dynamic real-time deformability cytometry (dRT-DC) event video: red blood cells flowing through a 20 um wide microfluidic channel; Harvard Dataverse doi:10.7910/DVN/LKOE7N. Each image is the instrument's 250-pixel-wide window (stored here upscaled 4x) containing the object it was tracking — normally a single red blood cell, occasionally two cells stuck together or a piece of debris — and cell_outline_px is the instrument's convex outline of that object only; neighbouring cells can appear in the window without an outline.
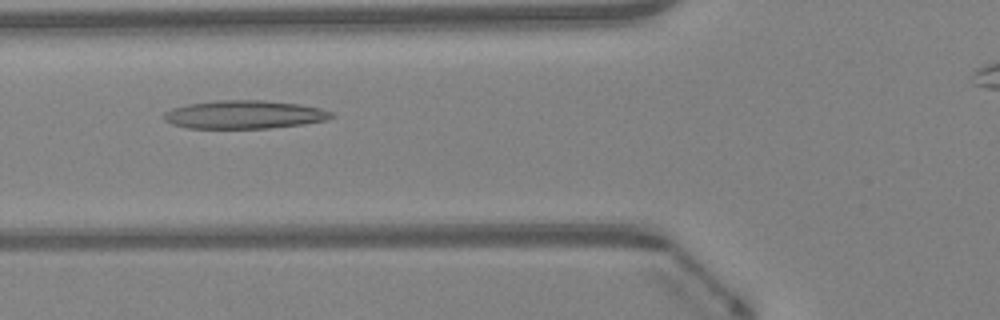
{"species": "Egyptian fruit bat (a non-hibernating species)", "species_latin": "Rousettus aegyptiacus", "temperature_condition": "warm", "stored_images_in_passage": 42, "camera_frame_rate_fps": 3000, "um_per_image_px": 0.085, "animal": {"sex": "female"}, "frame": {"image": 1, "passage_image": 17, "time_ms": 5.333, "image_size_px": [1000, 320], "cell_outline_px": [[336, 116], [324, 120], [304, 124], [268, 128], [188, 128], [172, 124], [164, 120], [164, 112], [172, 108], [188, 104], [216, 100], [264, 100], [300, 104], [320, 108], [332, 112]], "centroid_in_image_um": [20.77, 9.73], "position_along_channel_um": 105.0, "area_um2": 27.63}}
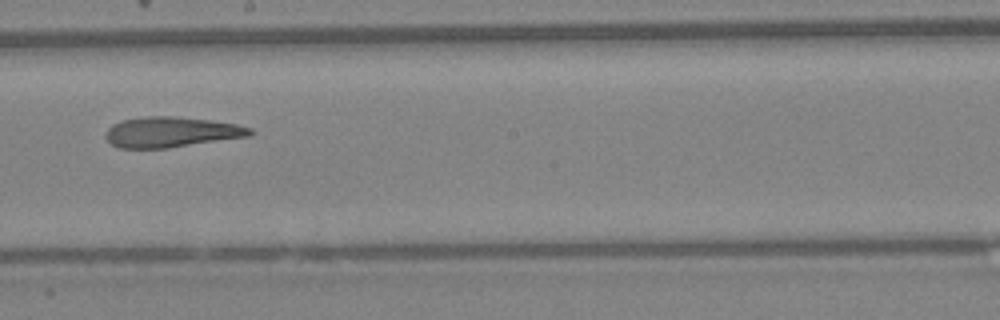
{"frame": {"image": 2, "passage_image": 26, "time_ms": 8.333, "image_size_px": [1000, 320], "cell_outline_px": [[256, 132], [252, 136], [168, 148], [120, 148], [112, 144], [104, 136], [108, 128], [112, 124], [124, 120], [144, 116], [176, 116], [208, 120], [236, 124], [252, 128]], "centroid_in_image_um": [14.6, 11.23], "position_along_channel_um": 233.6, "area_um2": 25.72}}
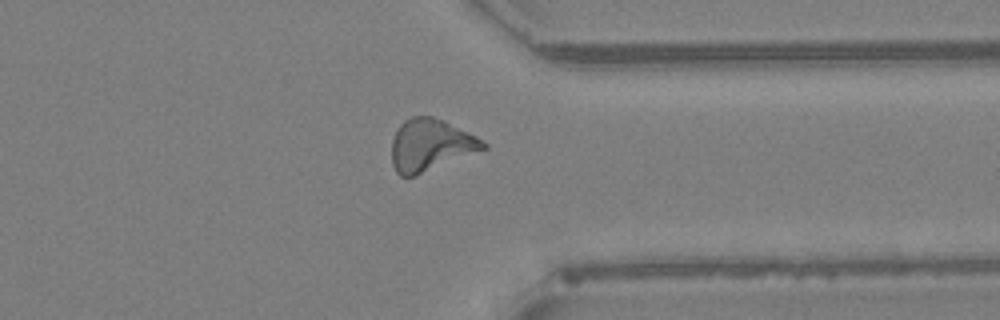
{"frame": {"image": 3, "passage_image": 36, "time_ms": 11.667, "image_size_px": [1000, 320], "cell_outline_px": [[488, 148], [416, 176], [400, 176], [396, 172], [392, 164], [392, 140], [400, 124], [404, 120], [412, 116], [432, 116], [444, 120], [476, 136], [488, 144]], "centroid_in_image_um": [36.6, 12.34], "position_along_channel_um": 374.8, "area_um2": 27.8}}